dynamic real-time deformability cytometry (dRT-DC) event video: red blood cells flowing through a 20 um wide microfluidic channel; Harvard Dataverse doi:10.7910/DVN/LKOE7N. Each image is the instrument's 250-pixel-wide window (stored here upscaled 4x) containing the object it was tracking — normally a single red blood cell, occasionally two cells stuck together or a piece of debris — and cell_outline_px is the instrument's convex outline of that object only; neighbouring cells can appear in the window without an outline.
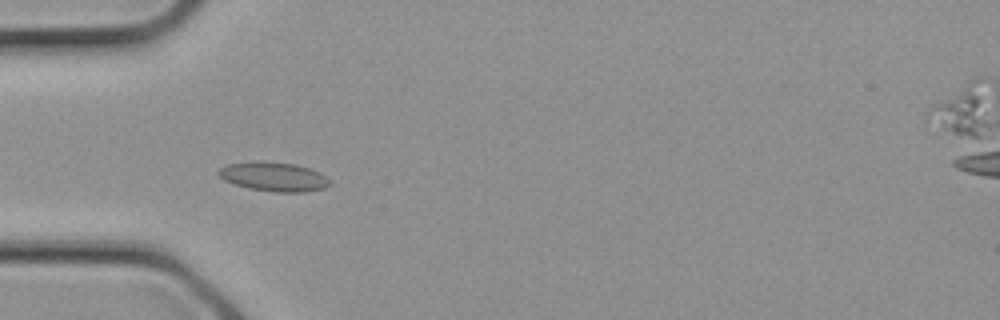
{"species": "common noctule bat (a hibernating species)", "species_latin": "Nyctalus noctula", "temperature_condition": "cold", "stored_images_in_passage": 3, "camera_frame_rate_fps": 3000, "um_per_image_px": 0.085, "animal": {"sex": "female", "body_mass_g": 21.9}, "frame": {"image": 1, "passage_image": 3, "time_ms": 0.667, "image_size_px": [1000, 320], "cell_outline_px": [[332, 184], [324, 188], [304, 192], [272, 192], [248, 188], [224, 180], [216, 172], [220, 168], [228, 164], [256, 160], [260, 160], [296, 164], [320, 172], [332, 180]], "centroid_in_image_um": [23.3, 15.01], "position_along_channel_um": 61.7, "area_um2": 19.19}}